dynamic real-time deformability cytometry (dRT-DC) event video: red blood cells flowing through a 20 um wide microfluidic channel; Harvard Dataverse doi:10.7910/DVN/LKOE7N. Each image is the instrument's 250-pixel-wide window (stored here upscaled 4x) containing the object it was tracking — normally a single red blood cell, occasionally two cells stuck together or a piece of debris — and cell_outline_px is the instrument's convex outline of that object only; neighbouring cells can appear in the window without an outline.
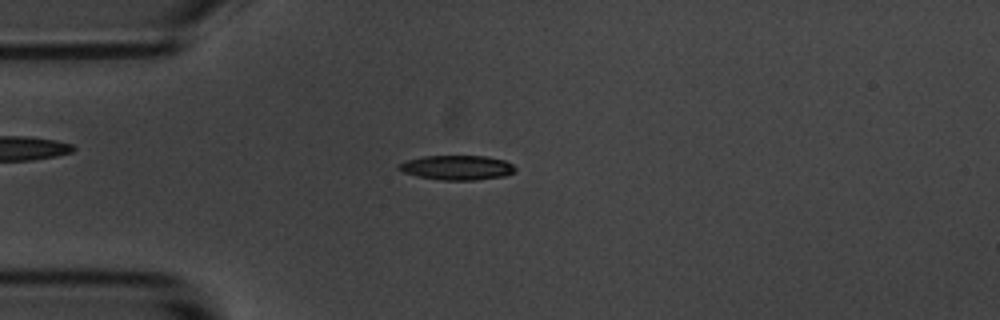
{"species": "common noctule bat (a hibernating species)", "species_latin": "Nyctalus noctula", "temperature_condition": "room temperature", "stored_images_in_passage": 7, "camera_frame_rate_fps": 3000, "um_per_image_px": 0.085, "animal": {"sex": "male", "body_mass_g": 20.1, "forearm_length_mm": 53.5}, "frame": {"image": 1, "passage_image": 4, "time_ms": 3.333, "image_size_px": [1000, 320], "cell_outline_px": [[516, 168], [512, 172], [504, 176], [476, 180], [440, 180], [420, 176], [404, 172], [396, 168], [396, 164], [408, 160], [424, 156], [484, 156], [504, 160], [512, 164]], "centroid_in_image_um": [38.83, 14.24], "position_along_channel_um": 46.2, "area_um2": 16.53}}
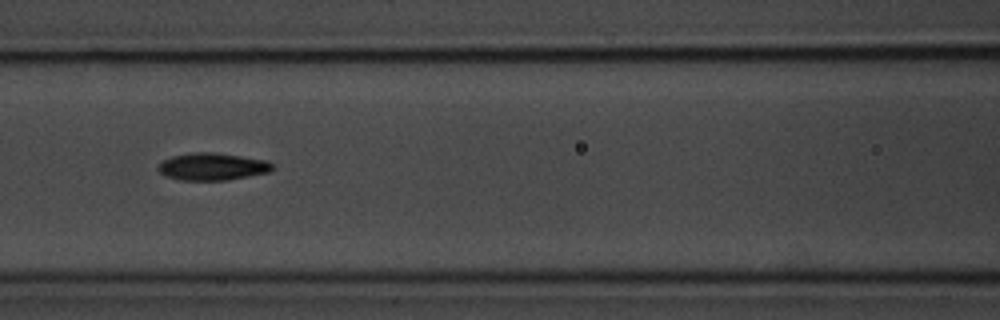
{"frame": {"image": 2, "passage_image": 7, "time_ms": 6.667, "image_size_px": [1000, 320], "cell_outline_px": [[276, 168], [268, 172], [228, 180], [180, 180], [164, 176], [156, 168], [164, 160], [172, 156], [192, 152], [212, 152], [268, 160]], "centroid_in_image_um": [18.05, 14.16], "position_along_channel_um": 148.6, "area_um2": 18.21}}